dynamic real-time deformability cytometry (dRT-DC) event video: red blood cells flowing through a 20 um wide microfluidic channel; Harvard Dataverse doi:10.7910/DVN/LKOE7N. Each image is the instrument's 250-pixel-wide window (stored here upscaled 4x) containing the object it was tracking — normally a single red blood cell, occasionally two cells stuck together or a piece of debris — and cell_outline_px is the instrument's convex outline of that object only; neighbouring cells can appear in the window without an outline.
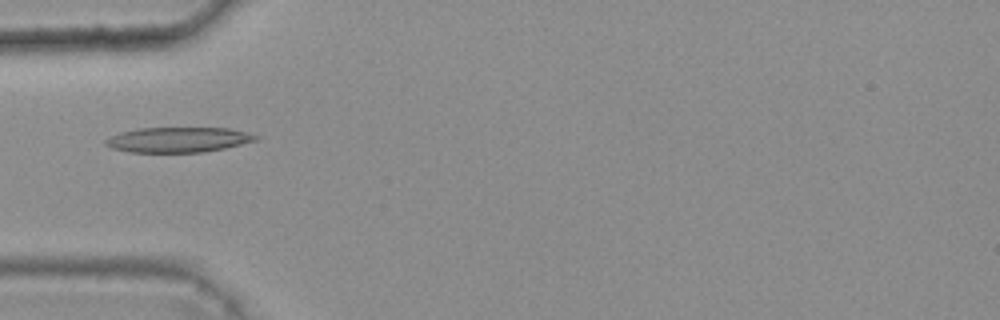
{"species": "common noctule bat (a hibernating species)", "species_latin": "Nyctalus noctula", "temperature_condition": "warm", "stored_images_in_passage": 4, "camera_frame_rate_fps": 3000, "um_per_image_px": 0.085, "animal": {"sex": "female", "body_mass_g": 25.1}, "frame": {"image": 1, "passage_image": 4, "time_ms": 1.0, "image_size_px": [1000, 320], "cell_outline_px": [[260, 136], [256, 140], [224, 148], [204, 152], [128, 152], [112, 148], [104, 144], [104, 140], [120, 132], [136, 128], [228, 128], [248, 132]], "centroid_in_image_um": [15.13, 11.87], "position_along_channel_um": 69.9, "area_um2": 21.96}}